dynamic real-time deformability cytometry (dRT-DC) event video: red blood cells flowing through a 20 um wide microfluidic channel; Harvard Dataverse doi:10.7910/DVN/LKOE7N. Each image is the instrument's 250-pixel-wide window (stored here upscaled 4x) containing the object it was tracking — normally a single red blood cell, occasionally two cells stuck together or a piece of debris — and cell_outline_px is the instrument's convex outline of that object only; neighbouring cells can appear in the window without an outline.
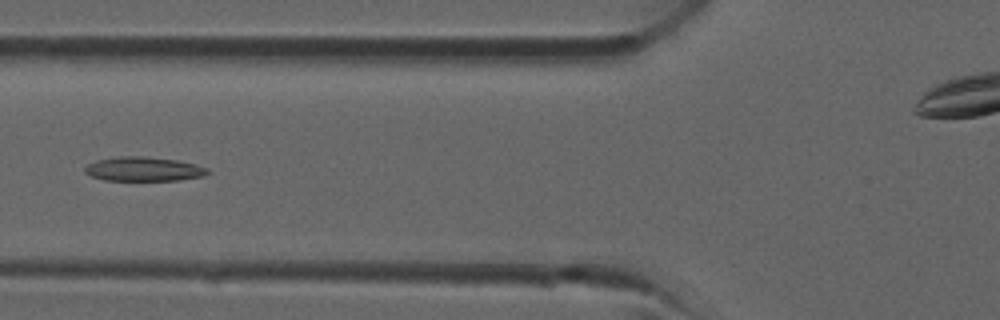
{"species": "common noctule bat (a hibernating species)", "species_latin": "Nyctalus noctula", "temperature_condition": "room temperature", "stored_images_in_passage": 30, "camera_frame_rate_fps": 3000, "um_per_image_px": 0.085, "animal": {"sex": "male", "forearm_length_mm": 52.5}, "frame": {"image": 1, "passage_image": 8, "time_ms": 2.333, "image_size_px": [1000, 320], "cell_outline_px": [[208, 172], [204, 176], [180, 180], [104, 180], [92, 176], [84, 172], [84, 168], [88, 164], [96, 160], [120, 156], [144, 156], [176, 160], [196, 164], [208, 168]], "centroid_in_image_um": [12.21, 14.36], "position_along_channel_um": 113.6, "area_um2": 17.28}}
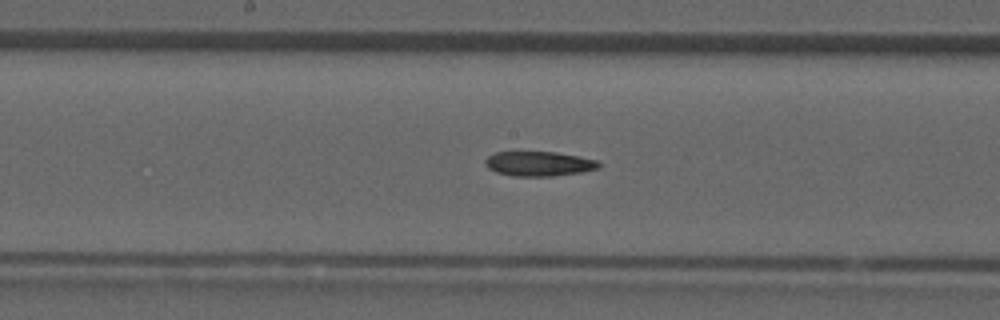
{"frame": {"image": 2, "passage_image": 13, "time_ms": 4.0, "image_size_px": [1000, 320], "cell_outline_px": [[600, 168], [580, 172], [552, 176], [512, 176], [496, 172], [488, 168], [484, 164], [484, 160], [488, 156], [496, 152], [556, 152], [580, 156], [596, 160], [600, 164]], "centroid_in_image_um": [45.79, 13.91], "position_along_channel_um": 202.4, "area_um2": 16.36}}
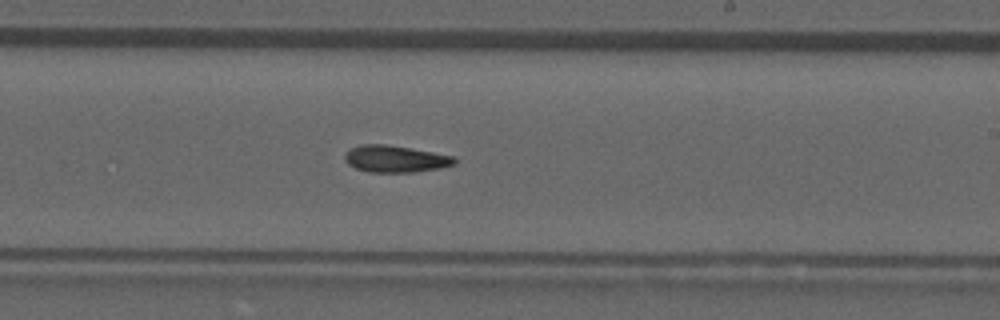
{"frame": {"image": 3, "passage_image": 16, "time_ms": 5.0, "image_size_px": [1000, 320], "cell_outline_px": [[456, 164], [440, 168], [412, 172], [368, 172], [356, 168], [348, 164], [344, 160], [344, 156], [352, 148], [360, 144], [384, 144], [432, 152], [452, 156], [456, 160]], "centroid_in_image_um": [33.58, 13.51], "position_along_channel_um": 255.4, "area_um2": 16.94}}